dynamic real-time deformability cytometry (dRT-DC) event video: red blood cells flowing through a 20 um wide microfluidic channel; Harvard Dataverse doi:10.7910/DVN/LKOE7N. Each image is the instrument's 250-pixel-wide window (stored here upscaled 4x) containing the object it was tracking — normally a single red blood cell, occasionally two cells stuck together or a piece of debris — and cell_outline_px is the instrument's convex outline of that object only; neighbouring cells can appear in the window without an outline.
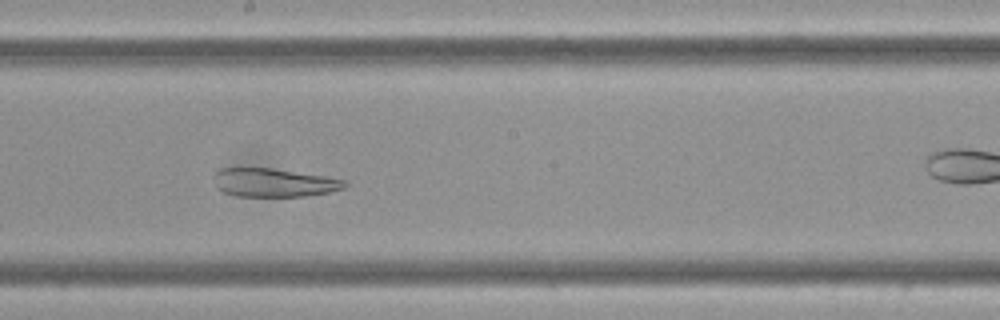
{"species": "Egyptian fruit bat (a non-hibernating species)", "species_latin": "Rousettus aegyptiacus", "temperature_condition": "cold", "stored_images_in_passage": 12, "camera_frame_rate_fps": 3000, "um_per_image_px": 0.085, "frame": {"image": 1, "passage_image": 9, "time_ms": 2.667, "image_size_px": [1000, 320], "cell_outline_px": [[348, 184], [344, 188], [328, 192], [308, 196], [236, 196], [224, 192], [216, 188], [216, 172], [220, 168], [272, 168], [348, 180]], "centroid_in_image_um": [23.31, 15.52], "position_along_channel_um": 224.9, "area_um2": 21.56}}